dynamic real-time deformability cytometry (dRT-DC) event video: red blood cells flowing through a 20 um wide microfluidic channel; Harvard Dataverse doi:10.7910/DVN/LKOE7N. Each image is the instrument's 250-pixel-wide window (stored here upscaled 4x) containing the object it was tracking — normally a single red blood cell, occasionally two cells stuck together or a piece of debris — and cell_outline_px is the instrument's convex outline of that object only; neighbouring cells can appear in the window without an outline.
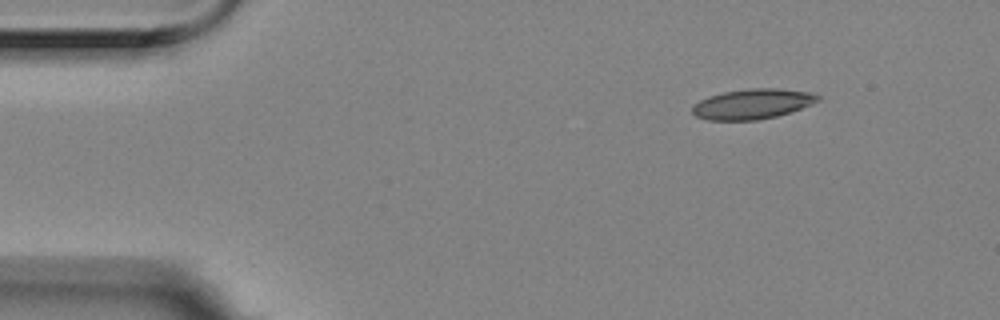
{"species": "Egyptian fruit bat (a non-hibernating species)", "species_latin": "Rousettus aegyptiacus", "temperature_condition": "room temperature", "stored_images_in_passage": 5, "camera_frame_rate_fps": 3000, "um_per_image_px": 0.085, "animal": {"sex": "female"}, "frame": {"image": 1, "passage_image": 1, "time_ms": 0.0, "image_size_px": [1000, 320], "cell_outline_px": [[820, 100], [812, 104], [776, 116], [756, 120], [708, 120], [696, 116], [692, 112], [692, 108], [700, 100], [708, 96], [724, 92], [748, 88], [780, 88], [812, 92], [820, 96]], "centroid_in_image_um": [63.98, 8.82], "position_along_channel_um": 21.0, "area_um2": 21.96}}
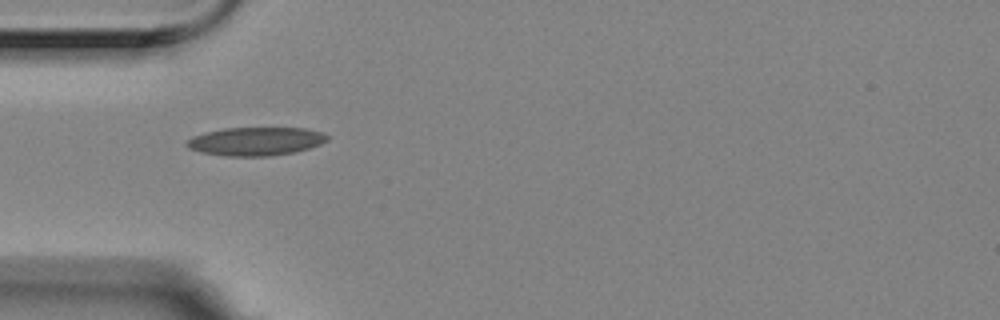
{"frame": {"image": 2, "passage_image": 4, "time_ms": 1.0, "image_size_px": [1000, 320], "cell_outline_px": [[328, 140], [320, 144], [308, 148], [292, 152], [268, 156], [224, 156], [200, 152], [188, 148], [184, 144], [192, 136], [204, 132], [224, 128], [304, 128], [320, 132], [328, 136]], "centroid_in_image_um": [21.67, 12.01], "position_along_channel_um": 63.3, "area_um2": 23.18}}
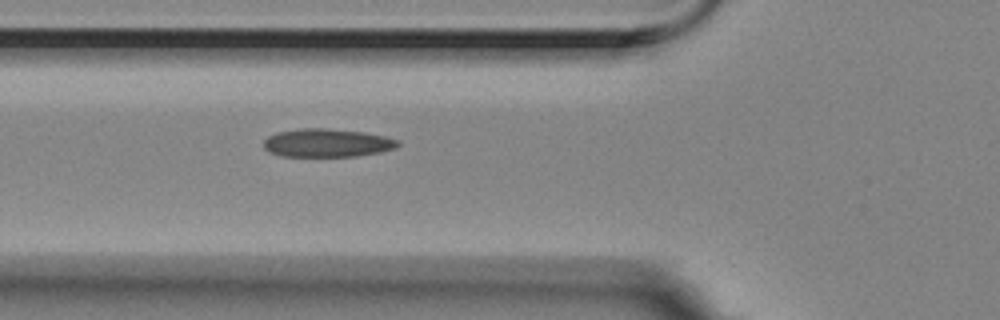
{"frame": {"image": 3, "passage_image": 5, "time_ms": 1.333, "image_size_px": [1000, 320], "cell_outline_px": [[400, 144], [396, 148], [380, 152], [356, 156], [280, 156], [268, 152], [264, 148], [264, 140], [268, 136], [276, 132], [300, 128], [328, 128], [364, 132], [384, 136], [400, 140]], "centroid_in_image_um": [27.79, 12.14], "position_along_channel_um": 98.0, "area_um2": 22.31}}